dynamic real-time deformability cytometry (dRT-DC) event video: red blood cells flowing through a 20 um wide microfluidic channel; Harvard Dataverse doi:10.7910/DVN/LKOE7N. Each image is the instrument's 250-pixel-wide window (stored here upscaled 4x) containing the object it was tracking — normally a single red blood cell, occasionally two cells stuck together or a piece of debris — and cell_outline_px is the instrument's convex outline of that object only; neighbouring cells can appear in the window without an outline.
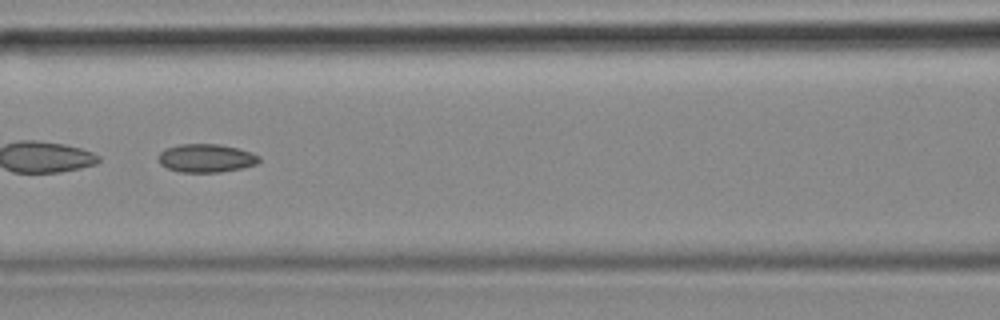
{"species": "common noctule bat (a hibernating species)", "species_latin": "Nyctalus noctula", "temperature_condition": "cold", "stored_images_in_passage": 53, "camera_frame_rate_fps": 3000, "um_per_image_px": 0.085, "animal": {"sex": "female", "body_mass_g": 18.4}, "frame": {"image": 1, "passage_image": 23, "time_ms": 7.333, "image_size_px": [1000, 320], "cell_outline_px": [[260, 160], [256, 164], [240, 168], [220, 172], [180, 172], [168, 168], [160, 164], [156, 156], [160, 152], [168, 148], [180, 144], [220, 144], [252, 152], [260, 156]], "centroid_in_image_um": [17.51, 13.44], "position_along_channel_um": 149.1, "area_um2": 16.59}, "authors_computed_cell_mechanics": {"area_um2": 18.3226, "velocity_mm_per_s": 3.666, "shape_relaxation_time_tau1_ms": null, "shape_relaxation_time_tau2_ms": 6.3585, "deformation_change_tau1": null, "deformation_change_tau2": 0.1102}}